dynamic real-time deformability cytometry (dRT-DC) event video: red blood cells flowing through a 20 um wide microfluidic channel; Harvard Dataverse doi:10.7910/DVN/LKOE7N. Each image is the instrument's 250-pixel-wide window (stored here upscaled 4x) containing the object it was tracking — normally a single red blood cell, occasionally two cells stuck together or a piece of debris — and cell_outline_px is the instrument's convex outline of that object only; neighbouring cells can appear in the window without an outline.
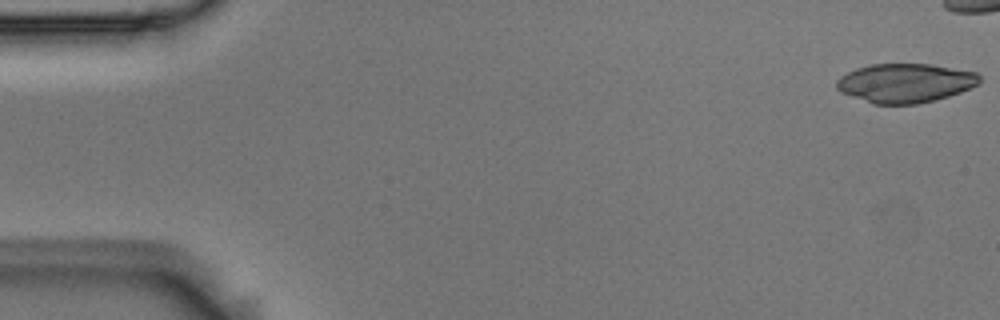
{"species": "Egyptian fruit bat (a non-hibernating species)", "species_latin": "Rousettus aegyptiacus", "temperature_condition": "room temperature", "stored_images_in_passage": 14, "camera_frame_rate_fps": 3000, "um_per_image_px": 0.085, "animal": {"sex": "male"}, "frame": {"image": 1, "passage_image": 1, "time_ms": 0.0, "image_size_px": [1000, 320], "cell_outline_px": [[980, 84], [960, 92], [936, 100], [916, 104], [872, 104], [840, 92], [836, 88], [836, 80], [840, 76], [856, 68], [872, 64], [932, 64], [976, 72], [980, 76]], "centroid_in_image_um": [76.94, 7.06], "position_along_channel_um": 8.1, "area_um2": 32.71}}